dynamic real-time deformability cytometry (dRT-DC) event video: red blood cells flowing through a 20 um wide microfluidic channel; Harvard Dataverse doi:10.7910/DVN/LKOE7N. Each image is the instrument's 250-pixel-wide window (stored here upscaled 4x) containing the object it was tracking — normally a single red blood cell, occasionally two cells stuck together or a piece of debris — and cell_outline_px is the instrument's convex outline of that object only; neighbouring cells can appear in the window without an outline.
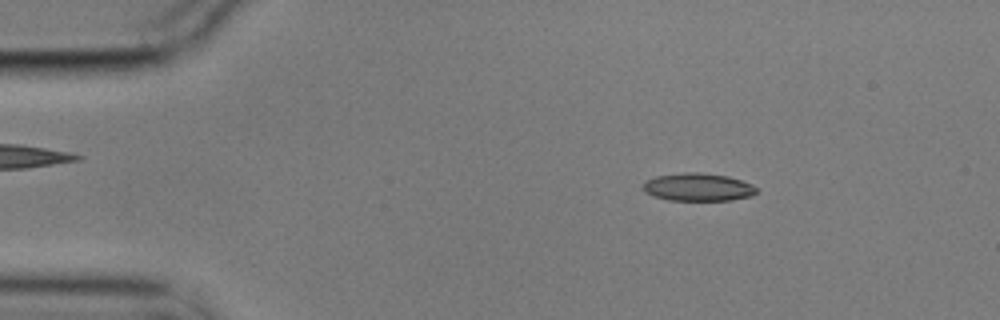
{"species": "common noctule bat (a hibernating species)", "species_latin": "Nyctalus noctula", "temperature_condition": "cold", "stored_images_in_passage": 56, "camera_frame_rate_fps": 3000, "um_per_image_px": 0.085, "animal": {"sex": "male", "body_mass_g": 17.9}, "frame": {"image": 1, "passage_image": 8, "time_ms": 2.333, "image_size_px": [1000, 320], "cell_outline_px": [[756, 192], [752, 196], [732, 200], [668, 200], [652, 196], [644, 192], [644, 180], [656, 176], [684, 172], [696, 172], [728, 176], [752, 184], [756, 188]], "centroid_in_image_um": [59.31, 15.91], "position_along_channel_um": 25.7, "area_um2": 18.44}}
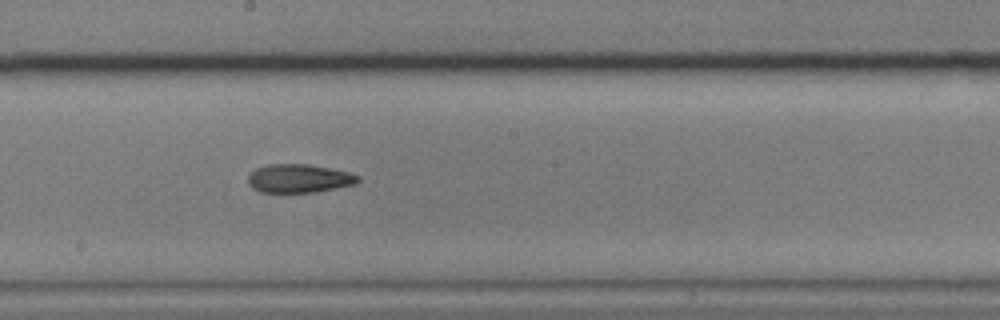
{"frame": {"image": 2, "passage_image": 30, "time_ms": 9.667, "image_size_px": [1000, 320], "cell_outline_px": [[360, 180], [356, 184], [316, 192], [260, 192], [252, 188], [248, 184], [248, 176], [256, 168], [268, 164], [308, 164], [348, 172], [360, 176]], "centroid_in_image_um": [25.41, 15.17], "position_along_channel_um": 222.8, "area_um2": 18.26}}
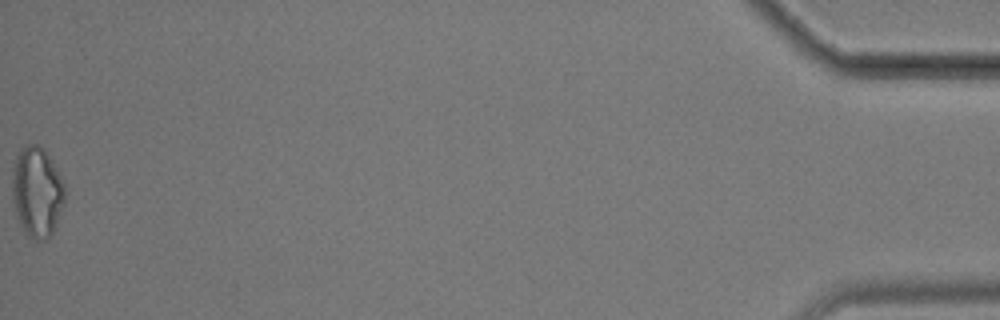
{"frame": {"image": 3, "passage_image": 56, "time_ms": 18.333, "image_size_px": [1000, 320], "cell_outline_px": [[64, 204], [56, 224], [52, 232], [44, 240], [32, 240], [28, 236], [20, 224], [12, 204], [12, 168], [16, 156], [20, 148], [28, 144], [36, 144], [44, 148], [64, 180]], "centroid_in_image_um": [3.13, 16.29], "position_along_channel_um": 432.1, "area_um2": 27.98}, "authors_computed_cell_mechanics": {"area_um2": 18.7272, "velocity_mm_per_s": 3.5339, "shape_relaxation_time_tau1_ms": 6.0961, "shape_relaxation_time_tau2_ms": 3.6911, "deformation_change_tau1": 0.1686, "deformation_change_tau2": 0.1211}}